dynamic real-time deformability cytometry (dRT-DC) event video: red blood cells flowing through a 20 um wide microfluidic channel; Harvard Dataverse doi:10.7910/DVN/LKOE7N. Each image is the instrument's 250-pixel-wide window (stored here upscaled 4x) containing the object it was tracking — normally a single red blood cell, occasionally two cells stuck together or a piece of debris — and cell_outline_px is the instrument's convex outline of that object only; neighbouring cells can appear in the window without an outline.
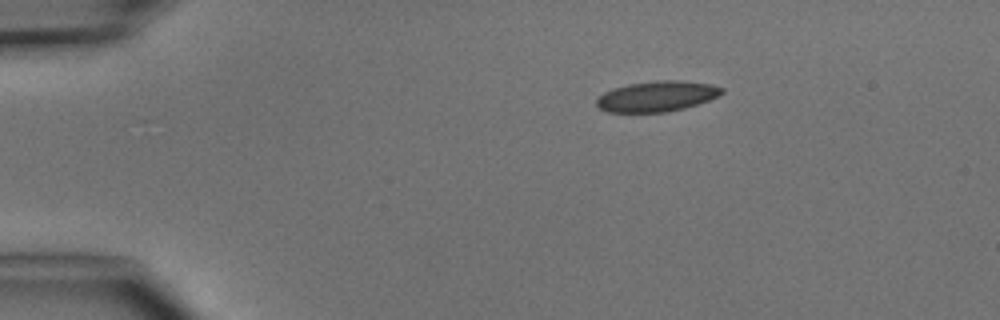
{"species": "common noctule bat (a hibernating species)", "species_latin": "Nyctalus noctula", "temperature_condition": "cold", "stored_images_in_passage": 5, "camera_frame_rate_fps": 3000, "um_per_image_px": 0.085, "animal": {"sex": "male", "body_mass_g": 15.6}, "frame": {"image": 1, "passage_image": 1, "time_ms": 0.0, "image_size_px": [1000, 320], "cell_outline_px": [[724, 92], [708, 100], [684, 108], [664, 112], [608, 112], [600, 108], [596, 104], [596, 100], [604, 92], [612, 88], [628, 84], [656, 80], [676, 80], [712, 84], [724, 88]], "centroid_in_image_um": [55.82, 8.18], "position_along_channel_um": 29.2, "area_um2": 22.14}}
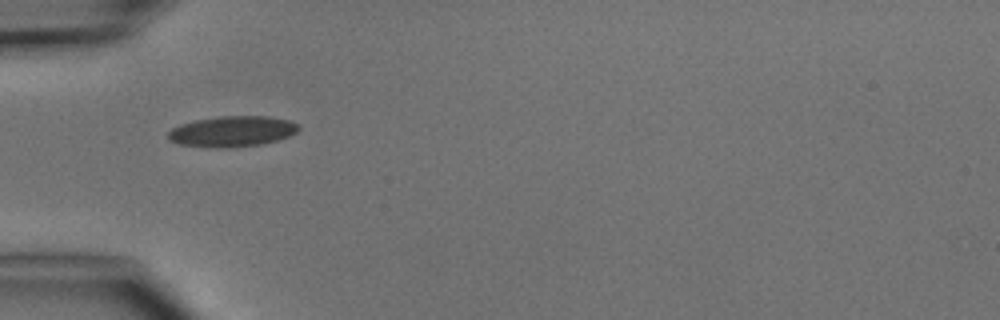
{"frame": {"image": 2, "passage_image": 3, "time_ms": 2.333, "image_size_px": [1000, 320], "cell_outline_px": [[300, 128], [296, 132], [288, 136], [276, 140], [260, 144], [228, 148], [216, 148], [180, 144], [168, 140], [168, 132], [172, 128], [180, 124], [196, 120], [220, 116], [268, 116], [288, 120], [296, 124]], "centroid_in_image_um": [19.71, 11.17], "position_along_channel_um": 65.3, "area_um2": 23.18}}
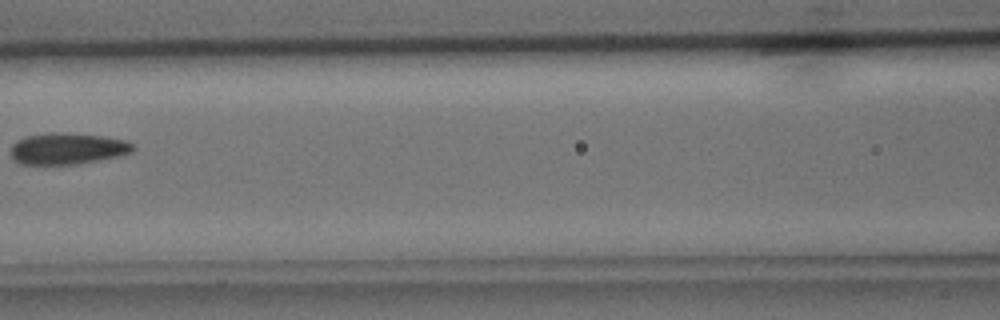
{"frame": {"image": 3, "passage_image": 5, "time_ms": 4.667, "image_size_px": [1000, 320], "cell_outline_px": [[136, 148], [132, 152], [120, 156], [76, 164], [20, 164], [12, 156], [12, 144], [16, 140], [28, 136], [48, 132], [64, 132], [100, 136], [124, 140], [132, 144]], "centroid_in_image_um": [5.74, 12.63], "position_along_channel_um": 160.9, "area_um2": 22.25}}